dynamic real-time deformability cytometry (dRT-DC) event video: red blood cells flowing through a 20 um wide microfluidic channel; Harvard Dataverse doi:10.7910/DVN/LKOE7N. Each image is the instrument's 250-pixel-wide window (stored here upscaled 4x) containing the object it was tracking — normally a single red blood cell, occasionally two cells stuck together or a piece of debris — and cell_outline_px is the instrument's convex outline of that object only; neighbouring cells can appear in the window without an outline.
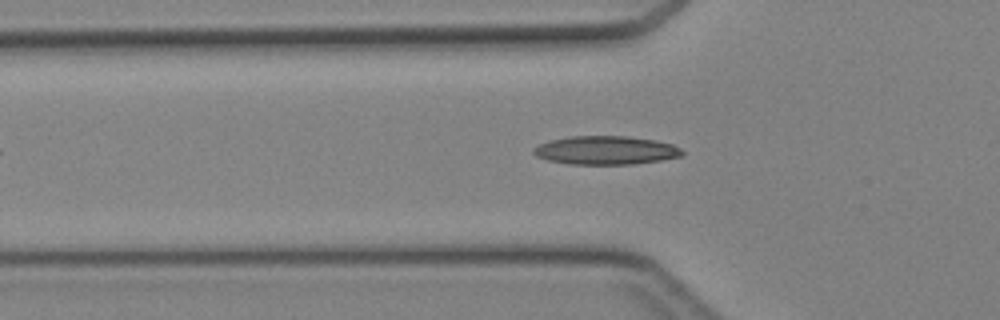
{"species": "Egyptian fruit bat (a non-hibernating species)", "species_latin": "Rousettus aegyptiacus", "temperature_condition": "cold", "stored_images_in_passage": 38, "camera_frame_rate_fps": 3000, "um_per_image_px": 0.085, "animal": {"sex": "female"}, "frame": {"image": 1, "passage_image": 12, "time_ms": 3.667, "image_size_px": [1000, 320], "cell_outline_px": [[684, 156], [660, 160], [632, 164], [568, 164], [548, 160], [536, 156], [532, 152], [532, 148], [540, 144], [552, 140], [568, 136], [628, 136], [656, 140], [672, 144], [680, 148], [684, 152]], "centroid_in_image_um": [51.5, 12.77], "position_along_channel_um": 74.3, "area_um2": 24.8}}
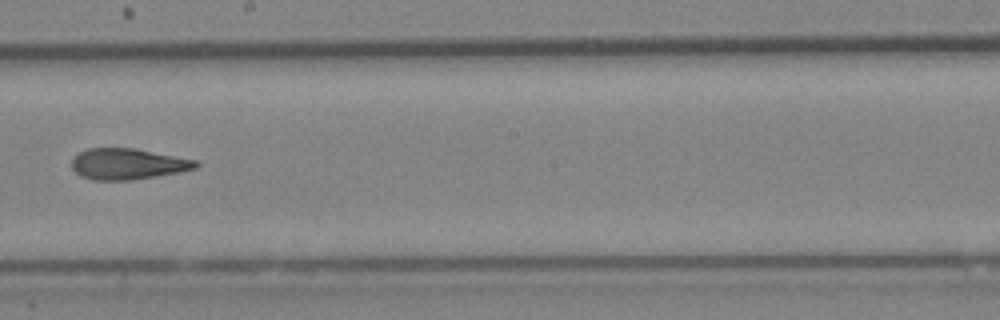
{"frame": {"image": 2, "passage_image": 23, "time_ms": 7.333, "image_size_px": [1000, 320], "cell_outline_px": [[200, 164], [196, 168], [180, 172], [132, 180], [92, 180], [80, 176], [72, 168], [72, 160], [80, 152], [88, 148], [136, 148], [196, 160]], "centroid_in_image_um": [10.87, 13.94], "position_along_channel_um": 237.3, "area_um2": 22.43}}
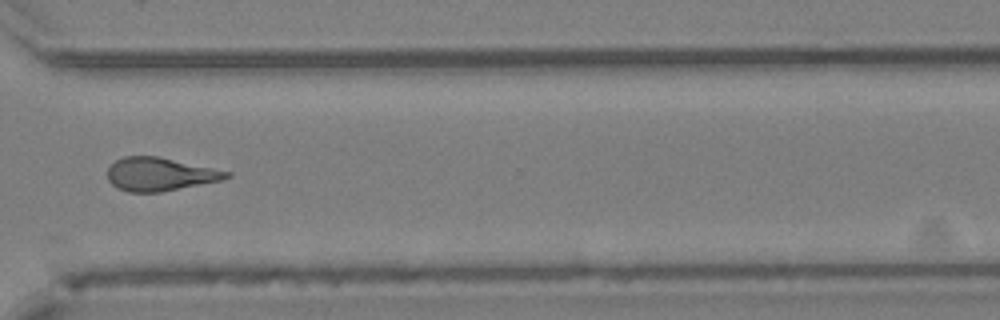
{"frame": {"image": 3, "passage_image": 31, "time_ms": 10.0, "image_size_px": [1000, 320], "cell_outline_px": [[232, 176], [220, 180], [160, 192], [128, 192], [116, 188], [108, 180], [108, 168], [116, 160], [124, 156], [160, 156], [232, 172]], "centroid_in_image_um": [13.58, 14.8], "position_along_channel_um": 357.0, "area_um2": 23.06}}